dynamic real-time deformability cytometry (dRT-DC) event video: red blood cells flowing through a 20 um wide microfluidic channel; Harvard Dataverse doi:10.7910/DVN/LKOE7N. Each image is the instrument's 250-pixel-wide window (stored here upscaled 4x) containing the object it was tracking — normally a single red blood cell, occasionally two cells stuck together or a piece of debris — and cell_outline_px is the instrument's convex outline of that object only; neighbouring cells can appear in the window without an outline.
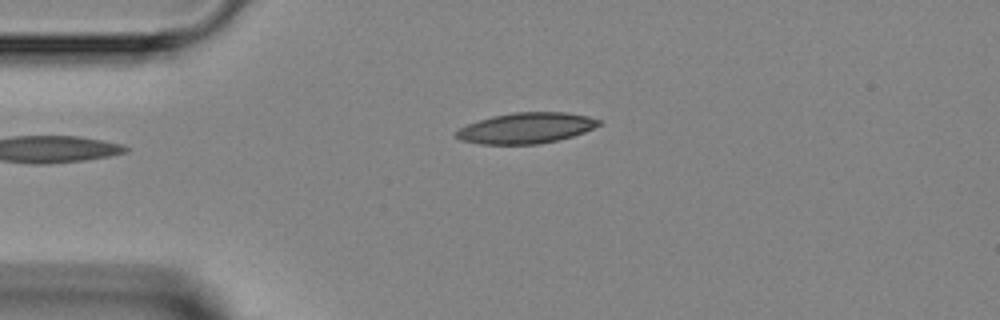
{"species": "Egyptian fruit bat (a non-hibernating species)", "species_latin": "Rousettus aegyptiacus", "temperature_condition": "room temperature", "stored_images_in_passage": 5, "camera_frame_rate_fps": 3000, "um_per_image_px": 0.085, "animal": {"sex": "female"}, "frame": {"image": 1, "passage_image": 1, "time_ms": 0.0, "image_size_px": [1000, 320], "cell_outline_px": [[600, 124], [584, 132], [572, 136], [540, 144], [480, 144], [460, 140], [456, 136], [456, 132], [460, 128], [468, 124], [492, 116], [512, 112], [564, 112], [588, 116], [600, 120]], "centroid_in_image_um": [44.71, 10.88], "position_along_channel_um": 40.3, "area_um2": 25.32}}
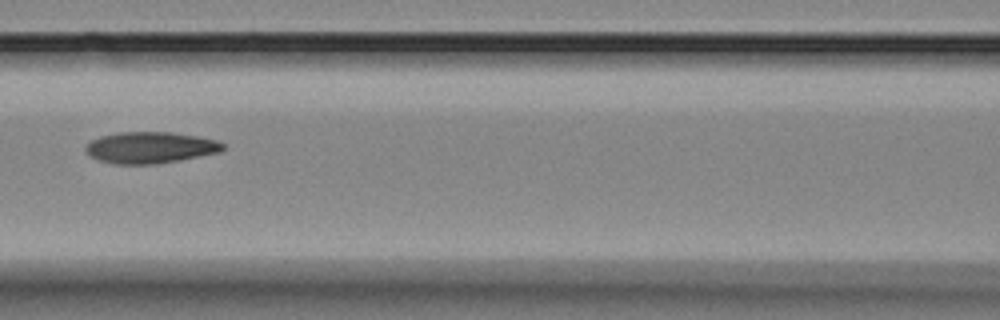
{"frame": {"image": 2, "passage_image": 4, "time_ms": 3.333, "image_size_px": [1000, 320], "cell_outline_px": [[224, 148], [220, 152], [180, 160], [156, 164], [116, 164], [100, 160], [92, 156], [84, 148], [92, 140], [100, 136], [116, 132], [172, 132], [196, 136], [216, 140], [224, 144]], "centroid_in_image_um": [12.79, 12.54], "position_along_channel_um": 153.8, "area_um2": 24.97}}
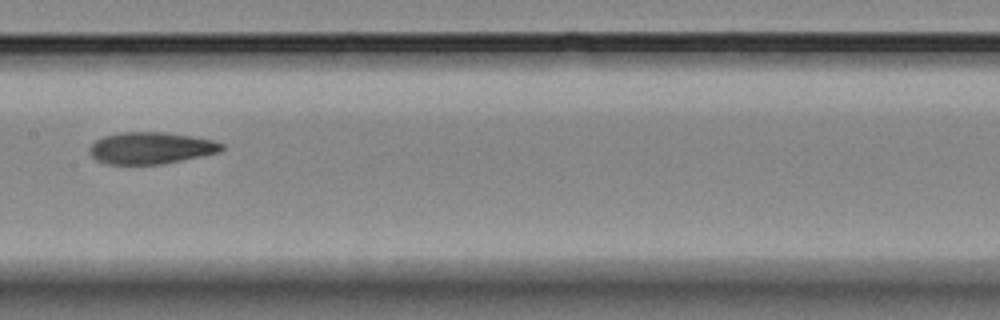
{"frame": {"image": 3, "passage_image": 5, "time_ms": 4.333, "image_size_px": [1000, 320], "cell_outline_px": [[224, 148], [220, 152], [164, 164], [104, 164], [96, 160], [88, 152], [88, 148], [96, 140], [104, 136], [120, 132], [164, 132], [192, 136], [212, 140], [224, 144]], "centroid_in_image_um": [12.81, 12.58], "position_along_channel_um": 194.6, "area_um2": 24.62}}